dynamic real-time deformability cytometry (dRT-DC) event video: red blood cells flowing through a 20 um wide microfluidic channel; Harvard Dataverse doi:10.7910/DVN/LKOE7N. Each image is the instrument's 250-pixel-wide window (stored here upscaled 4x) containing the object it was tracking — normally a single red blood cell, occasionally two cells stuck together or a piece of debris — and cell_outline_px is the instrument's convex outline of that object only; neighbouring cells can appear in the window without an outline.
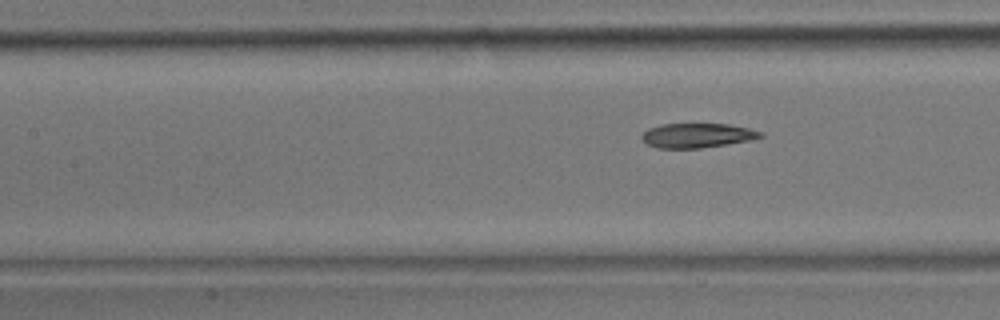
{"species": "common noctule bat (a hibernating species)", "species_latin": "Nyctalus noctula", "temperature_condition": "room temperature", "stored_images_in_passage": 7, "segment_of_instrument_passage": [2, 2], "camera_frame_rate_fps": 3000, "um_per_image_px": 0.085, "animal": {"sex": "male", "body_mass_g": 17.9}, "frame": {"image": 1, "passage_image": 7, "time_ms": 2.0, "image_size_px": [1000, 320], "cell_outline_px": [[764, 136], [748, 140], [700, 148], [656, 148], [640, 140], [640, 136], [648, 128], [660, 124], [728, 124], [748, 128], [760, 132]], "centroid_in_image_um": [59.17, 11.51], "position_along_channel_um": 148.2, "area_um2": 16.76}}